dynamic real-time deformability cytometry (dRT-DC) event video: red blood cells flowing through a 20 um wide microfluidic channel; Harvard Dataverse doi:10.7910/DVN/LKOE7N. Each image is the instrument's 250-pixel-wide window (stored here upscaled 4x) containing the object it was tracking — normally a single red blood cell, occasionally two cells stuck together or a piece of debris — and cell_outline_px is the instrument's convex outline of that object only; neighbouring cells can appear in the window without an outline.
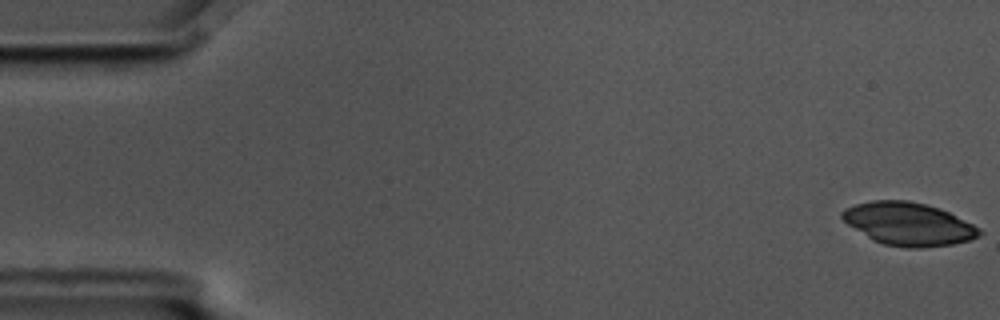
{"species": "common noctule bat (a hibernating species)", "species_latin": "Nyctalus noctula", "temperature_condition": "cold", "stored_images_in_passage": 6, "camera_frame_rate_fps": 3000, "um_per_image_px": 0.085, "animal": {"sex": "male", "body_mass_g": 17.5, "forearm_length_mm": 52.3}, "frame": {"image": 1, "passage_image": 1, "time_ms": 0.0, "image_size_px": [1000, 320], "cell_outline_px": [[984, 232], [980, 236], [968, 240], [952, 244], [920, 248], [908, 248], [884, 244], [872, 240], [848, 224], [840, 216], [840, 212], [844, 208], [856, 204], [872, 200], [908, 200], [940, 208], [980, 228]], "centroid_in_image_um": [77.21, 19.03], "position_along_channel_um": 7.8, "area_um2": 34.22}}